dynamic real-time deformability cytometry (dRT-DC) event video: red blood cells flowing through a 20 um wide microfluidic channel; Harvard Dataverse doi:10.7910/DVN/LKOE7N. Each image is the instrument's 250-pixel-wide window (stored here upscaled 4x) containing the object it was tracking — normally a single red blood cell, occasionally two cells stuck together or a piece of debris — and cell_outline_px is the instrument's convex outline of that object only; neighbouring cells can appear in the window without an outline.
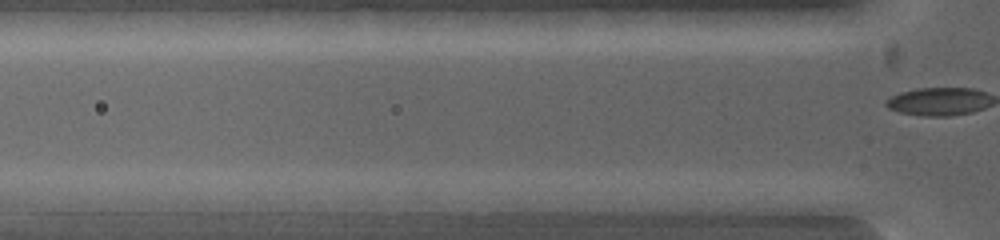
{"species": "common noctule bat (a hibernating species)", "species_latin": "Nyctalus noctula", "temperature_condition": "warm", "stored_images_in_passage": 2, "camera_frame_rate_fps": 5000, "um_per_image_px": 0.085, "animal": {"sex": "female", "body_mass_g": 19.0, "forearm_length_mm": 53.3}, "frame": {"image": 1, "passage_image": 2, "time_ms": 0.2, "image_size_px": [1000, 240], "cell_outline_px": [[604, 200], [568, 212], [508, 212], [492, 200], [496, 192], [584, 192]], "centroid_in_image_um": [46.22, 17.12], "position_along_channel_um": 79.6, "area_um2": 13.24}}